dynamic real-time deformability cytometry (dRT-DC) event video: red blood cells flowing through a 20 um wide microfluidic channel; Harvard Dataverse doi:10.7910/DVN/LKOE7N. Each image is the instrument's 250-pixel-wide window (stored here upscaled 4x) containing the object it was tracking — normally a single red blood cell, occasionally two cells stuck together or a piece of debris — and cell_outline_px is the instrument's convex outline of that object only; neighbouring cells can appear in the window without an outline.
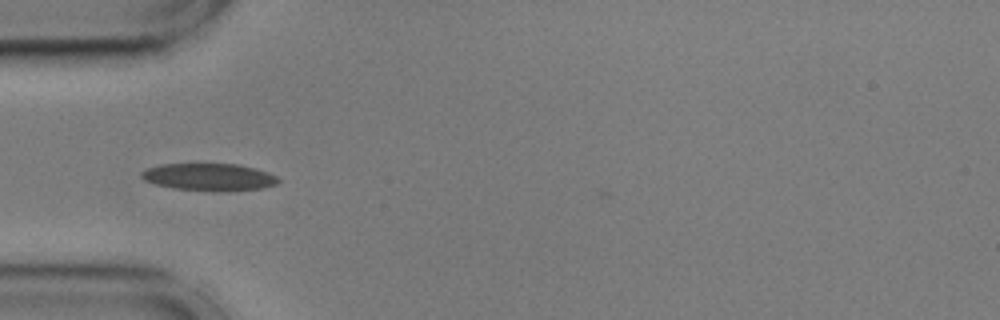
{"species": "common noctule bat (a hibernating species)", "species_latin": "Nyctalus noctula", "temperature_condition": "cold", "stored_images_in_passage": 14, "camera_frame_rate_fps": 3000, "um_per_image_px": 0.085, "animal": {"sex": "male", "body_mass_g": 17.9, "forearm_length_mm": 54.2}, "frame": {"image": 1, "passage_image": 1, "time_ms": 0.0, "image_size_px": [1000, 320], "cell_outline_px": [[280, 180], [276, 184], [264, 188], [172, 188], [156, 184], [144, 180], [140, 176], [140, 172], [144, 168], [160, 164], [240, 164], [256, 168], [268, 172], [276, 176]], "centroid_in_image_um": [17.71, 14.98], "position_along_channel_um": 67.3, "area_um2": 20.75}}
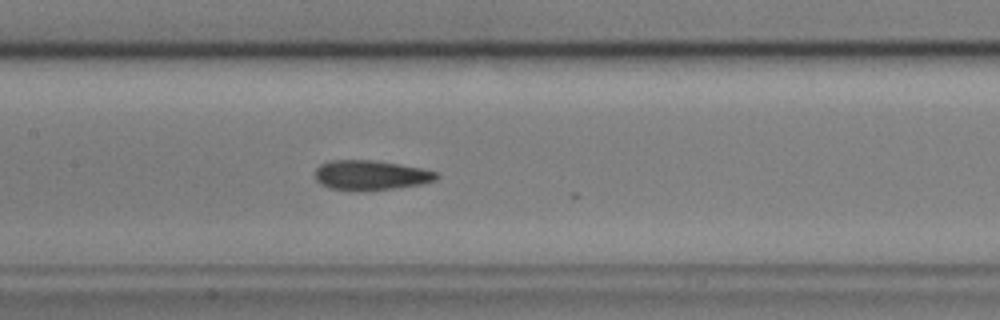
{"frame": {"image": 2, "passage_image": 10, "time_ms": 3.0, "image_size_px": [1000, 320], "cell_outline_px": [[440, 176], [436, 180], [420, 184], [396, 188], [328, 188], [320, 184], [316, 180], [316, 168], [320, 164], [328, 160], [376, 160], [424, 168], [436, 172]], "centroid_in_image_um": [31.54, 14.84], "position_along_channel_um": 175.9, "area_um2": 20.52}}